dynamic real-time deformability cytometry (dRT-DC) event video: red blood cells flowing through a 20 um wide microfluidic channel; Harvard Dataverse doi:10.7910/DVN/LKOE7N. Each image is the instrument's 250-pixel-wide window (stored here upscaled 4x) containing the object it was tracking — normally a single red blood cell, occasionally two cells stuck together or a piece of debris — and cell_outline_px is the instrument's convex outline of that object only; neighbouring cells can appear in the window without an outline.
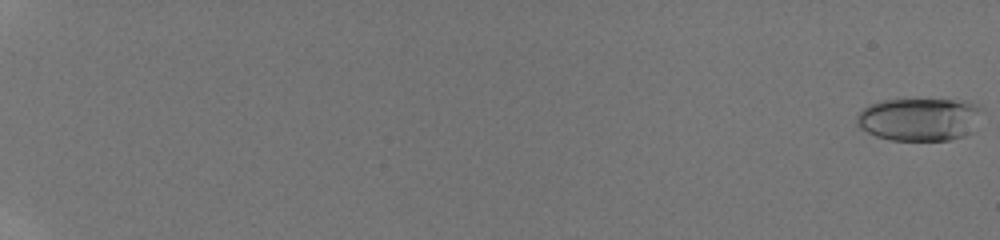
{"species": "human", "species_latin": "Homo sapiens", "temperature_condition": "room temperature", "stored_images_in_passage": 49, "camera_frame_rate_fps": 3000, "um_per_image_px": 0.085, "donor": {"sex": "male"}, "frame": {"image": 1, "passage_image": 1, "time_ms": 0.0, "image_size_px": [1000, 240], "cell_outline_px": [[980, 108], [972, 132], [964, 136], [948, 140], [888, 140], [876, 136], [860, 128], [856, 120], [856, 116], [864, 108], [880, 100], [964, 100], [980, 104]], "centroid_in_image_um": [78.13, 10.14], "position_along_channel_um": 6.9, "area_um2": 31.15}}
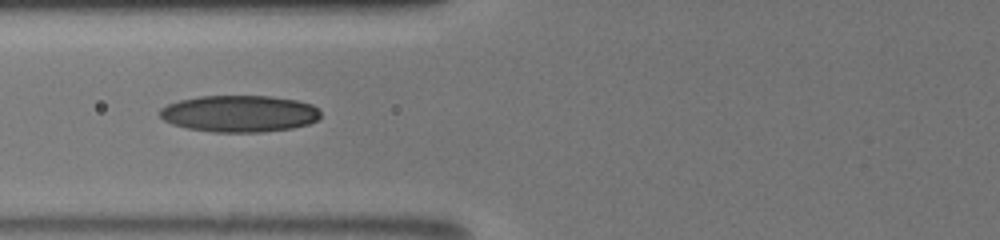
{"frame": {"image": 2, "passage_image": 26, "time_ms": 8.667, "image_size_px": [1000, 240], "cell_outline_px": [[320, 116], [316, 120], [308, 124], [292, 128], [260, 132], [212, 132], [188, 128], [172, 124], [164, 120], [160, 116], [160, 108], [168, 104], [180, 100], [200, 96], [272, 96], [296, 100], [312, 104], [320, 112]], "centroid_in_image_um": [20.34, 9.66], "position_along_channel_um": 105.5, "area_um2": 34.33}}
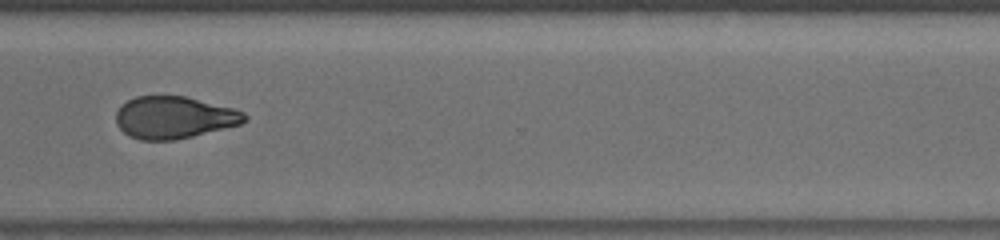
{"frame": {"image": 3, "passage_image": 48, "time_ms": 14.667, "image_size_px": [1000, 240], "cell_outline_px": [[248, 120], [240, 124], [176, 140], [140, 140], [128, 136], [116, 124], [116, 112], [120, 104], [136, 96], [188, 96], [232, 108], [244, 112], [248, 116]], "centroid_in_image_um": [14.78, 9.98], "position_along_channel_um": 355.8, "area_um2": 31.73}}